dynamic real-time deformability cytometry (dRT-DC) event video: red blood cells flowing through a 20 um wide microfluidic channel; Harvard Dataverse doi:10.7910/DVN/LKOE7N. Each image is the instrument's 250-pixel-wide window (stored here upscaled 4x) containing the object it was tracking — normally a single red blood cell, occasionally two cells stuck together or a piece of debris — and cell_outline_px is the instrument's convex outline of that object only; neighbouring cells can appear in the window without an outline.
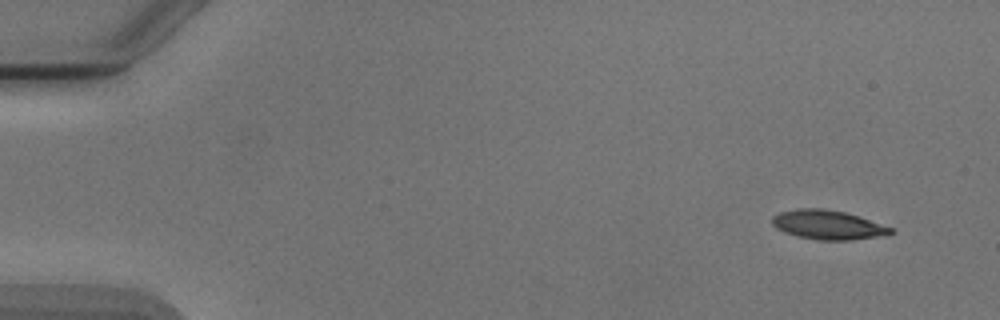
{"species": "Egyptian fruit bat (a non-hibernating species)", "species_latin": "Rousettus aegyptiacus", "temperature_condition": "cold", "stored_images_in_passage": 5, "camera_frame_rate_fps": 3000, "um_per_image_px": 0.085, "animal": {"sex": "male"}, "frame": {"image": 1, "passage_image": 1, "time_ms": 0.0, "image_size_px": [1000, 320], "cell_outline_px": [[896, 232], [876, 236], [852, 240], [820, 240], [796, 236], [784, 232], [776, 228], [772, 224], [772, 216], [780, 212], [796, 208], [824, 208], [844, 212], [896, 228]], "centroid_in_image_um": [70.36, 19.1], "position_along_channel_um": 14.6, "area_um2": 20.23}}
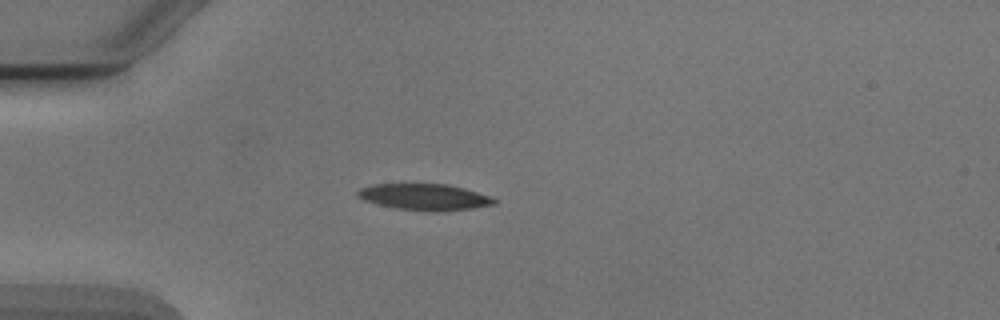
{"frame": {"image": 2, "passage_image": 4, "time_ms": 3.667, "image_size_px": [1000, 320], "cell_outline_px": [[496, 204], [472, 208], [440, 212], [432, 212], [396, 208], [376, 204], [364, 200], [356, 196], [356, 192], [360, 188], [372, 184], [448, 184], [464, 188], [492, 196], [496, 200]], "centroid_in_image_um": [36.09, 16.75], "position_along_channel_um": 48.9, "area_um2": 21.15}}